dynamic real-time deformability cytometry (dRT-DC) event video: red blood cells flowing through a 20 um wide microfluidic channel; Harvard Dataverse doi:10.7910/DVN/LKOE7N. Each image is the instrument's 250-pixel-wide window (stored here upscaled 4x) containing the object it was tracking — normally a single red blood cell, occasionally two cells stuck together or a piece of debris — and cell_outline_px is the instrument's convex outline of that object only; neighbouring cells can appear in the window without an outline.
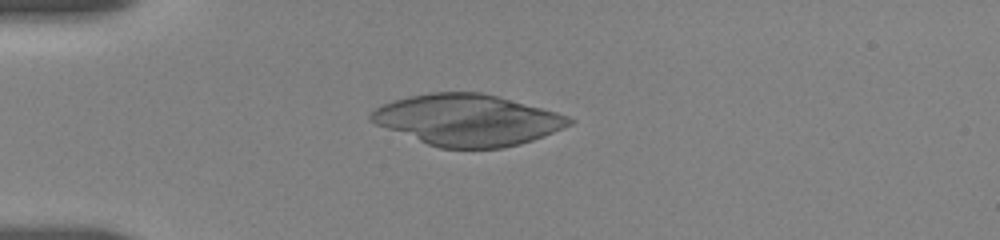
{"species": "human", "species_latin": "Homo sapiens", "temperature_condition": "room temperature", "stored_images_in_passage": 26, "camera_frame_rate_fps": 3000, "um_per_image_px": 0.085, "donor": {"sex": "female"}, "frame": {"image": 1, "passage_image": 1, "time_ms": 0.0, "image_size_px": [1000, 240], "cell_outline_px": [[576, 120], [572, 124], [564, 128], [544, 136], [520, 144], [504, 148], [440, 148], [428, 144], [376, 124], [368, 120], [368, 116], [376, 108], [384, 104], [396, 100], [412, 96], [432, 92], [480, 92], [496, 96], [556, 112], [568, 116]], "centroid_in_image_um": [39.76, 10.21], "position_along_channel_um": 45.2, "area_um2": 58.61}}